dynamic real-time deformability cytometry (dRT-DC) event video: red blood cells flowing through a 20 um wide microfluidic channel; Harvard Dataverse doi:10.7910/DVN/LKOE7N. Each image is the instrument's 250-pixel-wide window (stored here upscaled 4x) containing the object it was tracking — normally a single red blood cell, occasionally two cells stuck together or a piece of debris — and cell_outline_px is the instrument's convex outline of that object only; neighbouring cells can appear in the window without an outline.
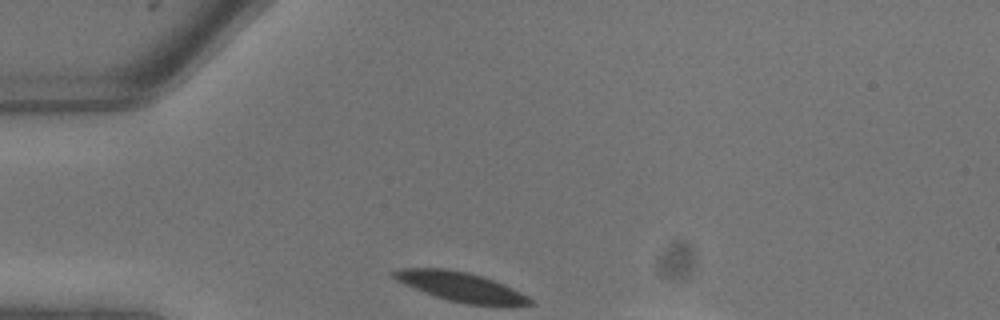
{"species": "common noctule bat (a hibernating species)", "species_latin": "Nyctalus noctula", "temperature_condition": "warm", "stored_images_in_passage": 2, "camera_frame_rate_fps": 3000, "um_per_image_px": 0.085, "animal": {"sex": "male", "body_mass_g": 13.3}, "frame": {"image": 1, "passage_image": 1, "time_ms": 0.0, "image_size_px": [1000, 320], "cell_outline_px": [[532, 304], [468, 304], [448, 300], [424, 292], [396, 280], [388, 272], [400, 268], [444, 268], [468, 272], [484, 276], [504, 284], [528, 296], [532, 300]], "centroid_in_image_um": [39.09, 24.33], "position_along_channel_um": 45.9, "area_um2": 22.89}}